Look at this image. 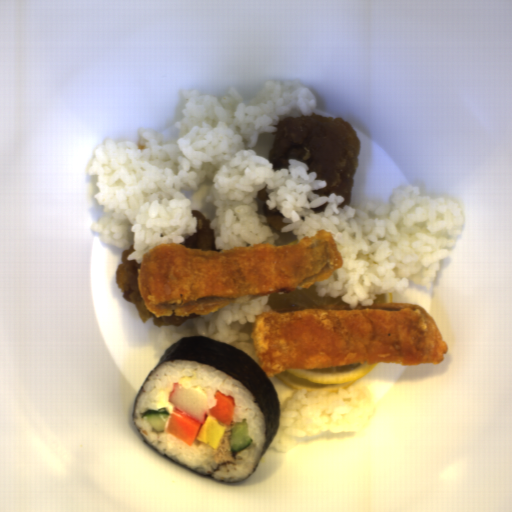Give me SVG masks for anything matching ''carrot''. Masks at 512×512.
Wrapping results in <instances>:
<instances>
[{
	"instance_id": "carrot-2",
	"label": "carrot",
	"mask_w": 512,
	"mask_h": 512,
	"mask_svg": "<svg viewBox=\"0 0 512 512\" xmlns=\"http://www.w3.org/2000/svg\"><path fill=\"white\" fill-rule=\"evenodd\" d=\"M216 402L212 408H208V416L214 417L221 426H230L232 417L236 408L234 398L230 395H224L216 392Z\"/></svg>"
},
{
	"instance_id": "carrot-1",
	"label": "carrot",
	"mask_w": 512,
	"mask_h": 512,
	"mask_svg": "<svg viewBox=\"0 0 512 512\" xmlns=\"http://www.w3.org/2000/svg\"><path fill=\"white\" fill-rule=\"evenodd\" d=\"M202 423L188 417L176 408L170 413L165 432L170 433L185 444L192 445L198 437Z\"/></svg>"
}]
</instances>
